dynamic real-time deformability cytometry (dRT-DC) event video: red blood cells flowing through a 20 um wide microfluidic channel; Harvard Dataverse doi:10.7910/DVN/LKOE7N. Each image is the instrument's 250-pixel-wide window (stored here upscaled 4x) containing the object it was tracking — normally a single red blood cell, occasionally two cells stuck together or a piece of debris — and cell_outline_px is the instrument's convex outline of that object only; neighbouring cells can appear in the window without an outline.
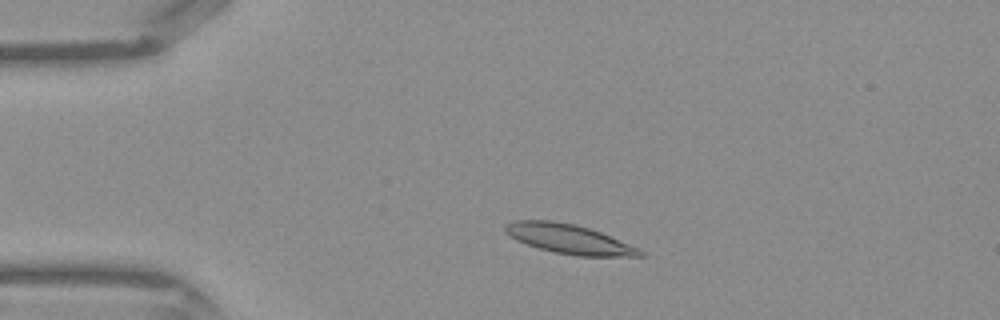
{"species": "Egyptian fruit bat (a non-hibernating species)", "species_latin": "Rousettus aegyptiacus", "temperature_condition": "warm", "stored_images_in_passage": 40, "camera_frame_rate_fps": 3000, "um_per_image_px": 0.085, "frame": {"image": 1, "passage_image": 6, "time_ms": 1.667, "image_size_px": [1000, 320], "cell_outline_px": [[644, 256], [576, 256], [556, 252], [540, 248], [516, 240], [504, 232], [504, 224], [512, 220], [552, 220], [576, 224], [600, 232], [640, 248], [644, 252]], "centroid_in_image_um": [48.35, 20.3], "position_along_channel_um": 36.7, "area_um2": 23.12}}
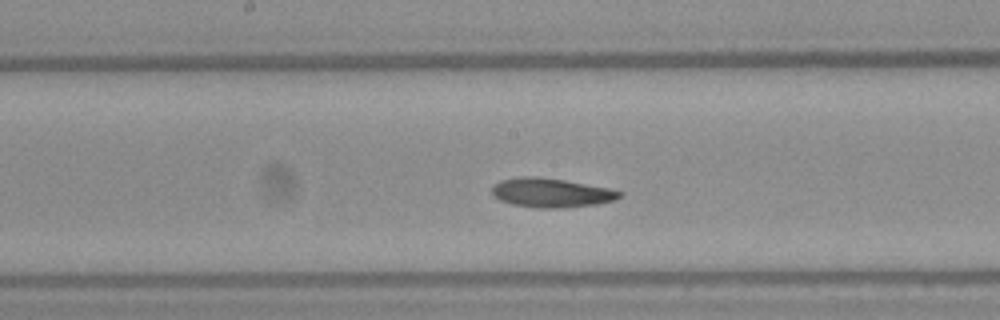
{"frame": {"image": 2, "passage_image": 19, "time_ms": 6.0, "image_size_px": [1000, 320], "cell_outline_px": [[624, 192], [620, 196], [612, 200], [596, 204], [560, 208], [540, 208], [512, 204], [500, 200], [492, 196], [492, 184], [500, 180], [520, 176], [532, 176], [564, 180], [608, 188]], "centroid_in_image_um": [46.78, 16.38], "position_along_channel_um": 201.4, "area_um2": 21.56}}
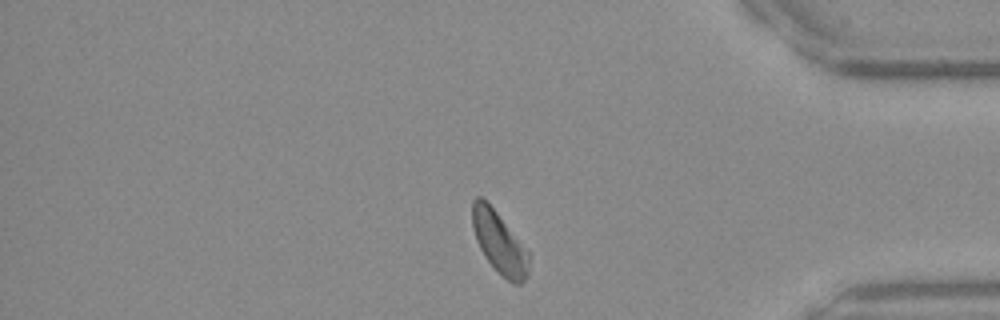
{"frame": {"image": 3, "passage_image": 33, "time_ms": 10.667, "image_size_px": [1000, 320], "cell_outline_px": [[532, 252], [528, 272], [524, 280], [520, 284], [512, 284], [484, 256], [476, 240], [472, 228], [472, 200], [476, 196], [480, 196], [496, 212]], "centroid_in_image_um": [42.48, 20.62], "position_along_channel_um": 392.7, "area_um2": 20.52}}